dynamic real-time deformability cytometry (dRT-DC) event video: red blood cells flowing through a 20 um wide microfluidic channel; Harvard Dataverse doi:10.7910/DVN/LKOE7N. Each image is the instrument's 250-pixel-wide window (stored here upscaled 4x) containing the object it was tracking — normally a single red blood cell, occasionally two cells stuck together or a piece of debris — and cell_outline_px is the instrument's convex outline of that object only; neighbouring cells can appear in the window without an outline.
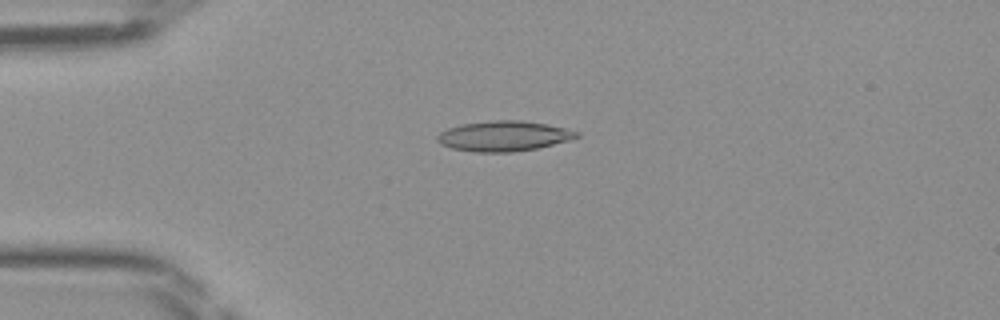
{"species": "Egyptian fruit bat (a non-hibernating species)", "species_latin": "Rousettus aegyptiacus", "temperature_condition": "room temperature", "stored_images_in_passage": 47, "camera_frame_rate_fps": 3000, "um_per_image_px": 0.085, "frame": {"image": 1, "passage_image": 12, "time_ms": 3.667, "image_size_px": [1000, 320], "cell_outline_px": [[580, 136], [568, 140], [536, 148], [512, 152], [476, 152], [452, 148], [440, 144], [436, 140], [436, 136], [440, 132], [448, 128], [460, 124], [496, 120], [520, 120], [544, 124], [564, 128], [580, 132]], "centroid_in_image_um": [42.77, 11.56], "position_along_channel_um": 42.2, "area_um2": 24.33}}
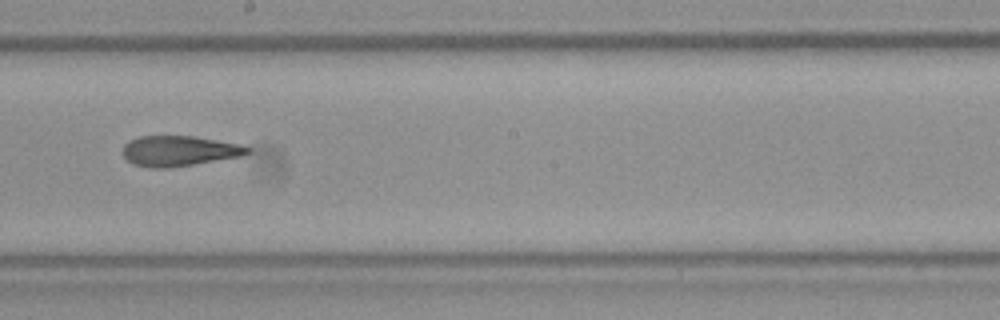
{"frame": {"image": 2, "passage_image": 27, "time_ms": 8.667, "image_size_px": [1000, 320], "cell_outline_px": [[252, 152], [240, 156], [172, 168], [148, 168], [132, 164], [124, 156], [124, 144], [128, 140], [140, 136], [192, 136], [240, 144], [252, 148]], "centroid_in_image_um": [15.22, 12.83], "position_along_channel_um": 233.0, "area_um2": 22.14}}
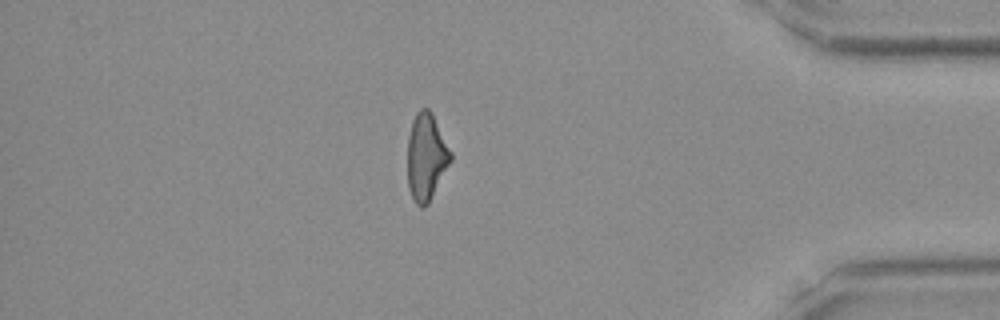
{"frame": {"image": 3, "passage_image": 41, "time_ms": 13.333, "image_size_px": [1000, 320], "cell_outline_px": [[452, 160], [428, 204], [424, 208], [420, 208], [416, 204], [408, 188], [408, 136], [412, 120], [416, 112], [420, 108], [428, 108], [432, 112], [452, 152]], "centroid_in_image_um": [36.24, 13.33], "position_along_channel_um": 399.0, "area_um2": 22.08}}